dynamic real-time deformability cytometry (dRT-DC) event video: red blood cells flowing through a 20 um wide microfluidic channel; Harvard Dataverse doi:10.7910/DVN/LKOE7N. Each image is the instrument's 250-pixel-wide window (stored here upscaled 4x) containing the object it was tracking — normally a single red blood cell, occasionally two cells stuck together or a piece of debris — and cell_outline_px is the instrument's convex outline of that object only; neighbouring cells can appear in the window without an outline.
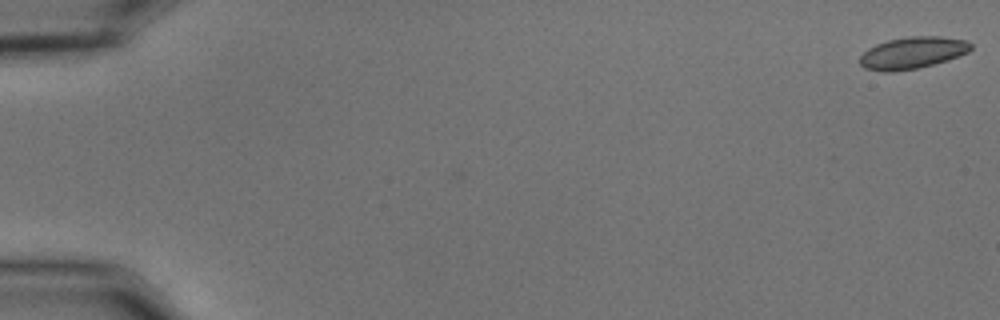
{"species": "common noctule bat (a hibernating species)", "species_latin": "Nyctalus noctula", "temperature_condition": "cold", "stored_images_in_passage": 15, "camera_frame_rate_fps": 3000, "um_per_image_px": 0.085, "animal": {"sex": "male", "body_mass_g": 15.6}, "frame": {"image": 1, "passage_image": 1, "time_ms": 0.0, "image_size_px": [1000, 320], "cell_outline_px": [[972, 48], [968, 52], [932, 64], [916, 68], [892, 72], [884, 72], [864, 68], [860, 64], [860, 56], [868, 48], [876, 44], [888, 40], [908, 36], [940, 36], [968, 40], [972, 44]], "centroid_in_image_um": [77.54, 4.47], "position_along_channel_um": 7.5, "area_um2": 20.46}}